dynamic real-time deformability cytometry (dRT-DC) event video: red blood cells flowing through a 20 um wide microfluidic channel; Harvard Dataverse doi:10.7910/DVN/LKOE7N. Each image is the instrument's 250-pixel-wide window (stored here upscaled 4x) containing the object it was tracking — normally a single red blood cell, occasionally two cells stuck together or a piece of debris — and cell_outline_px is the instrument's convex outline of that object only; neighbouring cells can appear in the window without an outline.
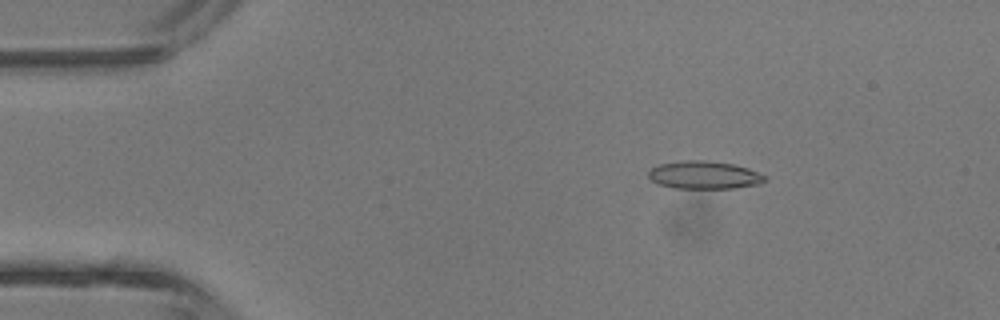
{"species": "common noctule bat (a hibernating species)", "species_latin": "Nyctalus noctula", "temperature_condition": "room temperature", "stored_images_in_passage": 6, "camera_frame_rate_fps": 3000, "um_per_image_px": 0.085, "animal": {"sex": "male", "body_mass_g": 13.3}, "frame": {"image": 1, "passage_image": 2, "time_ms": 1.0, "image_size_px": [1000, 320], "cell_outline_px": [[768, 180], [760, 184], [732, 188], [672, 188], [660, 184], [652, 180], [648, 176], [648, 172], [652, 168], [660, 164], [684, 160], [704, 160], [732, 164], [748, 168], [768, 176]], "centroid_in_image_um": [59.9, 14.88], "position_along_channel_um": 25.1, "area_um2": 18.9}}
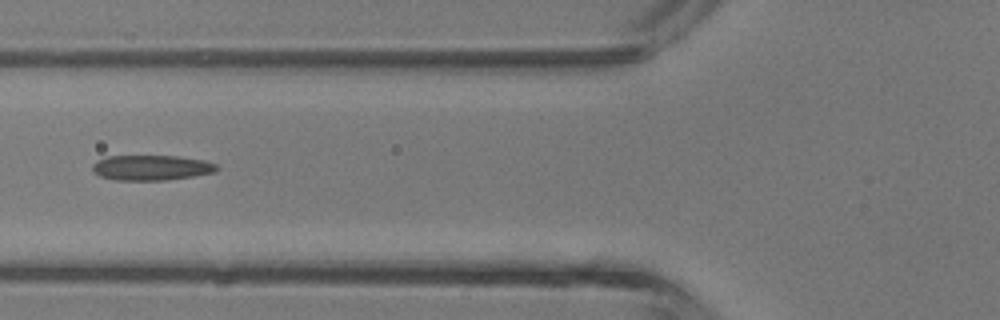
{"frame": {"image": 2, "passage_image": 5, "time_ms": 4.333, "image_size_px": [1000, 320], "cell_outline_px": [[220, 168], [216, 172], [168, 180], [116, 180], [100, 176], [92, 172], [92, 164], [96, 160], [108, 156], [176, 156], [204, 160], [216, 164]], "centroid_in_image_um": [12.85, 14.25], "position_along_channel_um": 112.9, "area_um2": 18.38}}
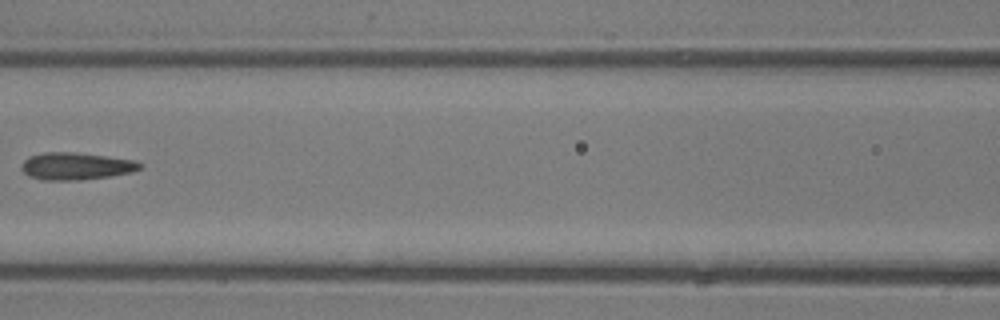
{"frame": {"image": 3, "passage_image": 6, "time_ms": 5.333, "image_size_px": [1000, 320], "cell_outline_px": [[140, 168], [132, 172], [84, 180], [44, 180], [28, 176], [20, 168], [24, 160], [28, 156], [44, 152], [72, 152], [136, 160], [140, 164]], "centroid_in_image_um": [6.41, 14.12], "position_along_channel_um": 160.2, "area_um2": 18.73}}